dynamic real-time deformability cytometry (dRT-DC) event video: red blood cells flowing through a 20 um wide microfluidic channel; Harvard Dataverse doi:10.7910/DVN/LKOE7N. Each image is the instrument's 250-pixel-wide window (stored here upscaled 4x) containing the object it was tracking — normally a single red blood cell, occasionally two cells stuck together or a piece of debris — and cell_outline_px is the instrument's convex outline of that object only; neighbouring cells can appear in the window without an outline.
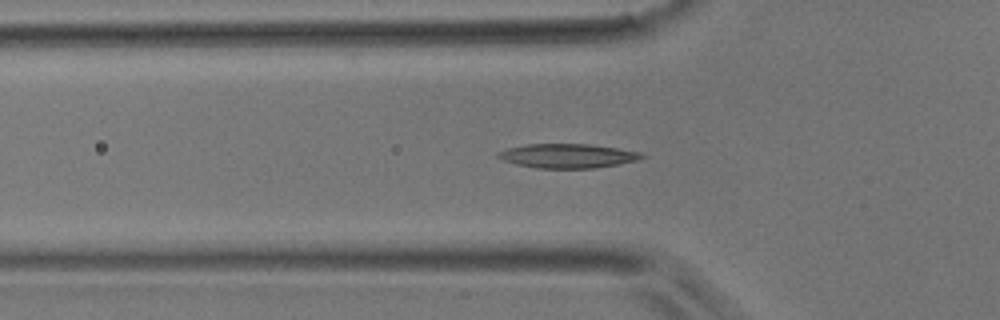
{"species": "common noctule bat (a hibernating species)", "species_latin": "Nyctalus noctula", "temperature_condition": "room temperature", "stored_images_in_passage": 43, "segment_of_instrument_passage": [1, 2], "camera_frame_rate_fps": 3000, "um_per_image_px": 0.085, "animal": {"sex": "male", "body_mass_g": 17.9}, "frame": {"image": 1, "passage_image": 12, "time_ms": 3.667, "image_size_px": [1000, 320], "cell_outline_px": [[648, 156], [636, 160], [620, 164], [596, 168], [536, 168], [516, 164], [504, 160], [496, 156], [496, 152], [508, 148], [524, 144], [588, 144], [616, 148], [640, 152]], "centroid_in_image_um": [48.24, 13.25], "position_along_channel_um": 77.6, "area_um2": 20.29}}
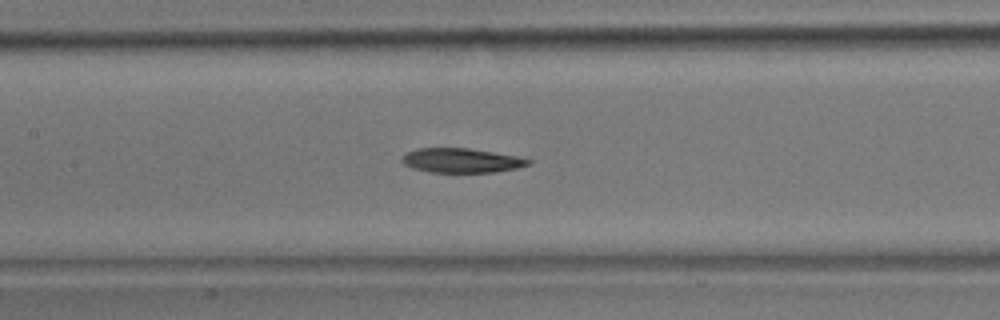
{"frame": {"image": 2, "passage_image": 18, "time_ms": 5.667, "image_size_px": [1000, 320], "cell_outline_px": [[532, 164], [516, 168], [496, 172], [428, 172], [412, 168], [404, 164], [400, 160], [408, 152], [416, 148], [468, 148], [516, 156], [532, 160]], "centroid_in_image_um": [39.22, 13.64], "position_along_channel_um": 168.2, "area_um2": 17.92}}
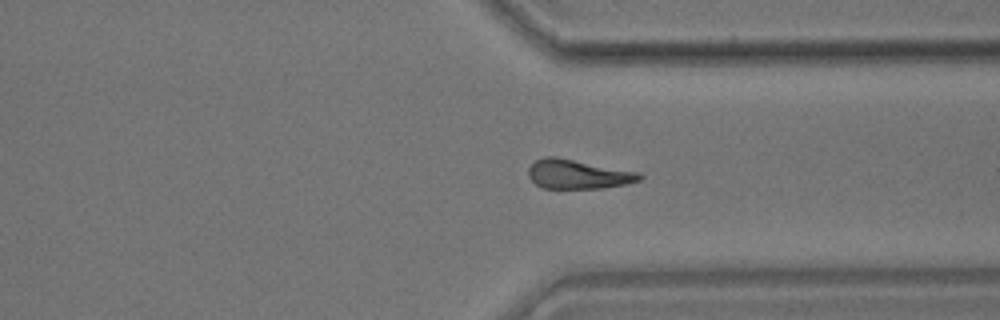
{"frame": {"image": 3, "passage_image": 31, "time_ms": 10.0, "image_size_px": [1000, 320], "cell_outline_px": [[644, 176], [640, 180], [624, 184], [604, 188], [540, 188], [528, 176], [528, 168], [536, 160], [544, 156], [556, 156], [640, 172]], "centroid_in_image_um": [49.12, 14.8], "position_along_channel_um": 362.3, "area_um2": 19.07}}